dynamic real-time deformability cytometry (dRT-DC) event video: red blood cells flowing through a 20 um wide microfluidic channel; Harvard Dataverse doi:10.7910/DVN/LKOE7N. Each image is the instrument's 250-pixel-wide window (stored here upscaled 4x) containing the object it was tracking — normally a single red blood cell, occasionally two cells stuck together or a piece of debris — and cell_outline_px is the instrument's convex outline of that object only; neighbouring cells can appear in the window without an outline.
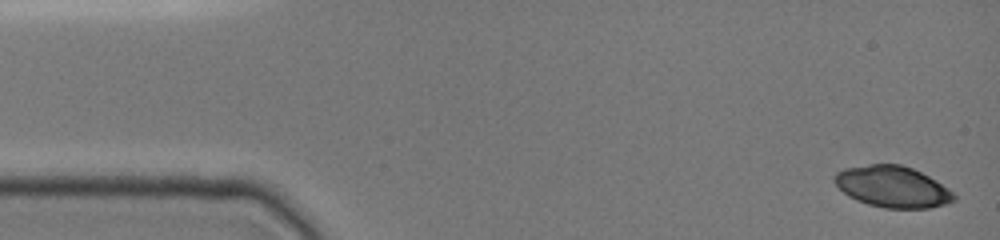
{"species": "common noctule bat (a hibernating species)", "species_latin": "Nyctalus noctula", "temperature_condition": "cold", "stored_images_in_passage": 11, "camera_frame_rate_fps": 3000, "um_per_image_px": 0.085, "animal": {"sex": "female", "body_mass_g": 19.0, "forearm_length_mm": 51.5}, "frame": {"image": 1, "passage_image": 1, "time_ms": 0.0, "image_size_px": [1000, 240], "cell_outline_px": [[956, 200], [944, 204], [928, 208], [884, 208], [868, 204], [856, 200], [848, 196], [832, 180], [832, 176], [836, 172], [844, 168], [868, 164], [900, 164], [912, 168], [936, 180], [948, 188], [956, 196]], "centroid_in_image_um": [75.84, 15.86], "position_along_channel_um": 9.2, "area_um2": 28.78}}
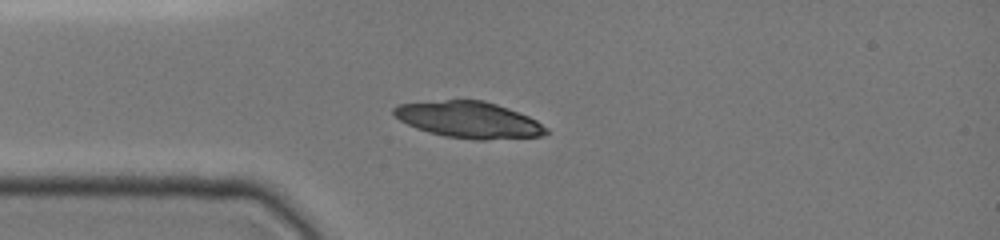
{"frame": {"image": 2, "passage_image": 7, "time_ms": 3.667, "image_size_px": [1000, 240], "cell_outline_px": [[548, 132], [544, 136], [484, 140], [476, 140], [444, 136], [416, 128], [400, 120], [392, 112], [392, 108], [400, 104], [444, 100], [484, 100], [508, 108], [528, 116], [536, 120], [548, 128]], "centroid_in_image_um": [39.88, 10.19], "position_along_channel_um": 45.1, "area_um2": 32.19}}